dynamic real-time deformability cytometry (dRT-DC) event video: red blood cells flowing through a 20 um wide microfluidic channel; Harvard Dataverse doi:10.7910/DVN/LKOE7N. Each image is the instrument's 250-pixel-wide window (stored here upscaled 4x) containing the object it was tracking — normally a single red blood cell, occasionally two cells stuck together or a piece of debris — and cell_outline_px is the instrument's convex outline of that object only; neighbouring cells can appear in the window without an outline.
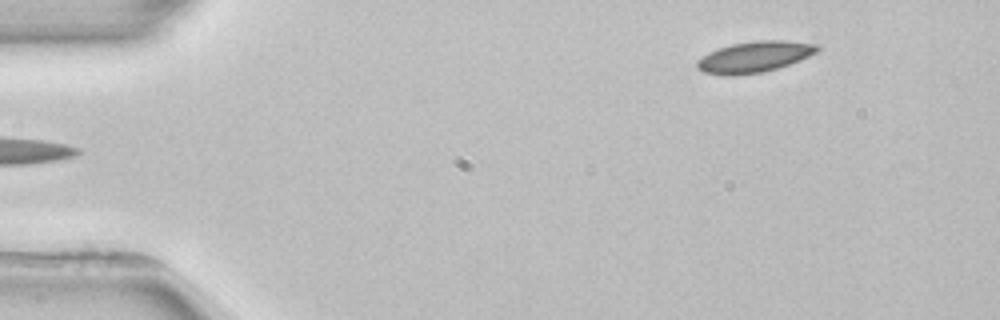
{"species": "common noctule bat (a hibernating species)", "species_latin": "Nyctalus noctula", "temperature_condition": "room temperature", "stored_images_in_passage": 3, "segment_of_instrument_passage": [2, 2], "camera_frame_rate_fps": 3000, "um_per_image_px": 0.085, "animal": {"sex": "female", "body_mass_g": 22.7, "forearm_length_mm": 54.2}, "frame": {"image": 1, "passage_image": 3, "time_ms": 4.333, "image_size_px": [1000, 320], "cell_outline_px": [[820, 48], [816, 52], [800, 60], [764, 72], [736, 76], [724, 76], [704, 72], [696, 68], [696, 60], [700, 56], [708, 52], [732, 44], [756, 40], [784, 40], [820, 44]], "centroid_in_image_um": [64.09, 4.84], "position_along_channel_um": 20.9, "area_um2": 21.96}}